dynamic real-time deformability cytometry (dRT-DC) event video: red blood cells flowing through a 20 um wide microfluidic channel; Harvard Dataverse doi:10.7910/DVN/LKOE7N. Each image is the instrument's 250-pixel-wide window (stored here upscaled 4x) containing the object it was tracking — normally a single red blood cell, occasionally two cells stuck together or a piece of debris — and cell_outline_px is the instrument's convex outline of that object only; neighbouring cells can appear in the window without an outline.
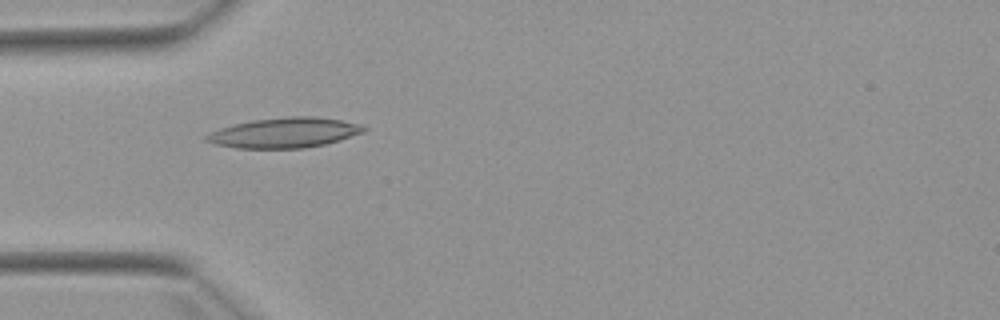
{"species": "Egyptian fruit bat (a non-hibernating species)", "species_latin": "Rousettus aegyptiacus", "temperature_condition": "warm", "stored_images_in_passage": 1, "camera_frame_rate_fps": 3000, "um_per_image_px": 0.085, "animal": {"sex": "female"}, "frame": {"image": 1, "passage_image": 1, "time_ms": 0.0, "image_size_px": [1000, 320], "cell_outline_px": [[368, 128], [364, 132], [340, 140], [324, 144], [304, 148], [236, 148], [216, 144], [204, 140], [204, 136], [208, 132], [220, 128], [252, 120], [288, 116], [316, 116], [340, 120], [360, 124]], "centroid_in_image_um": [24.17, 11.28], "position_along_channel_um": 60.8, "area_um2": 27.63}}